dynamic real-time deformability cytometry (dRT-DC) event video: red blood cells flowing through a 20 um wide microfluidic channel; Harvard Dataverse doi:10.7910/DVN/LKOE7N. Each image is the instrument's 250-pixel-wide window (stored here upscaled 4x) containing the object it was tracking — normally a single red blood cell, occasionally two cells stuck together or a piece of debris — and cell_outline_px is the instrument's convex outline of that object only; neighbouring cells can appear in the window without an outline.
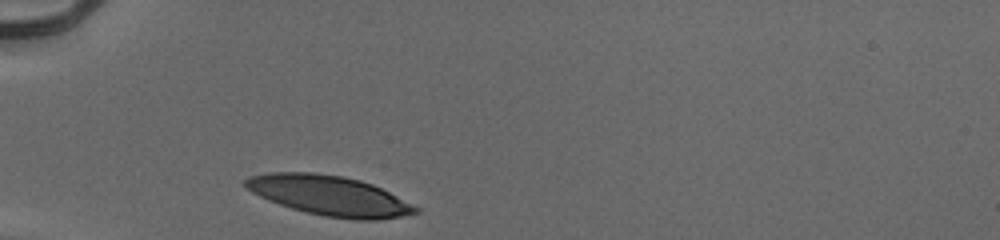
{"species": "human", "species_latin": "Homo sapiens", "temperature_condition": "cold", "stored_images_in_passage": 28, "camera_frame_rate_fps": 3000, "um_per_image_px": 0.085, "donor": {"sex": "male"}, "frame": {"image": 1, "passage_image": 1, "time_ms": 0.0, "image_size_px": [1000, 240], "cell_outline_px": [[420, 212], [380, 220], [356, 220], [324, 216], [292, 208], [268, 200], [244, 188], [244, 180], [248, 176], [268, 172], [312, 172], [344, 176], [360, 180], [372, 184], [420, 208]], "centroid_in_image_um": [27.97, 16.62], "position_along_channel_um": 57.0, "area_um2": 39.48}}
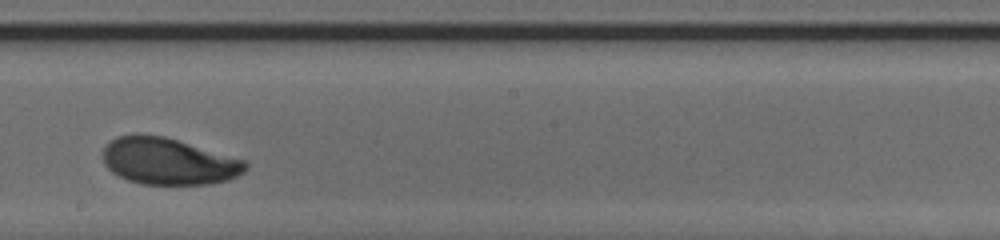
{"frame": {"image": 2, "passage_image": 16, "time_ms": 5.0, "image_size_px": [1000, 240], "cell_outline_px": [[248, 168], [244, 172], [228, 180], [208, 184], [140, 184], [128, 180], [112, 172], [104, 164], [104, 148], [116, 136], [136, 132], [164, 136], [248, 160]], "centroid_in_image_um": [14.34, 13.69], "position_along_channel_um": 233.9, "area_um2": 39.19}}
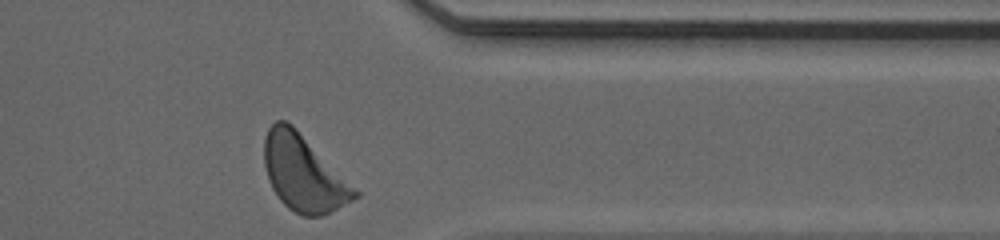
{"frame": {"image": 3, "passage_image": 28, "time_ms": 9.0, "image_size_px": [1000, 240], "cell_outline_px": [[360, 196], [320, 216], [304, 216], [288, 208], [280, 200], [272, 188], [268, 180], [264, 164], [264, 136], [268, 128], [276, 120], [284, 120], [292, 124], [360, 192]], "centroid_in_image_um": [25.77, 14.71], "position_along_channel_um": 385.6, "area_um2": 39.71}, "authors_computed_cell_mechanics": {"area_um2": 39.3618, "velocity_mm_per_s": 3.9057, "shape_relaxation_time_tau1_ms": 1.7985, "shape_relaxation_time_tau2_ms": 3.6627, "deformation_change_tau1": 0.1375, "deformation_change_tau2": 0.0893}}